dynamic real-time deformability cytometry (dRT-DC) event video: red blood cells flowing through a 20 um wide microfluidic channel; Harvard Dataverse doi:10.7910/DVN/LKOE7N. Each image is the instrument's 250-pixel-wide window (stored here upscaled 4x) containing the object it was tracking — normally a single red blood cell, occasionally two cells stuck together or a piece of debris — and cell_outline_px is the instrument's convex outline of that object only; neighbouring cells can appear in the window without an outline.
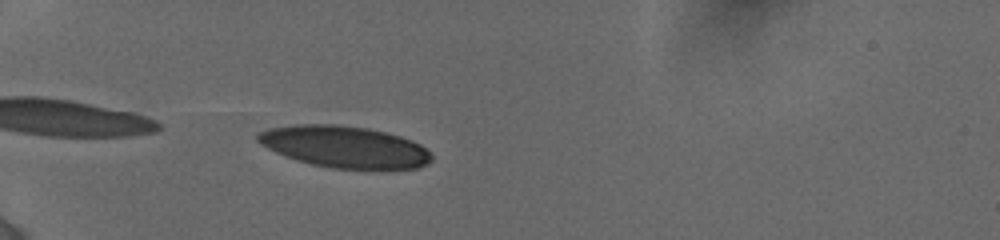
{"species": "human", "species_latin": "Homo sapiens", "temperature_condition": "cold", "stored_images_in_passage": 2, "camera_frame_rate_fps": 3000, "um_per_image_px": 0.085, "donor": {"sex": "female"}, "frame": {"image": 1, "passage_image": 2, "time_ms": 0.333, "image_size_px": [1000, 240], "cell_outline_px": [[432, 160], [428, 164], [416, 168], [332, 168], [312, 164], [296, 160], [276, 152], [260, 144], [256, 140], [256, 136], [260, 132], [268, 128], [296, 124], [340, 124], [368, 128], [400, 136], [412, 140], [420, 144], [432, 156]], "centroid_in_image_um": [29.26, 12.46], "position_along_channel_um": 55.7, "area_um2": 42.02}}